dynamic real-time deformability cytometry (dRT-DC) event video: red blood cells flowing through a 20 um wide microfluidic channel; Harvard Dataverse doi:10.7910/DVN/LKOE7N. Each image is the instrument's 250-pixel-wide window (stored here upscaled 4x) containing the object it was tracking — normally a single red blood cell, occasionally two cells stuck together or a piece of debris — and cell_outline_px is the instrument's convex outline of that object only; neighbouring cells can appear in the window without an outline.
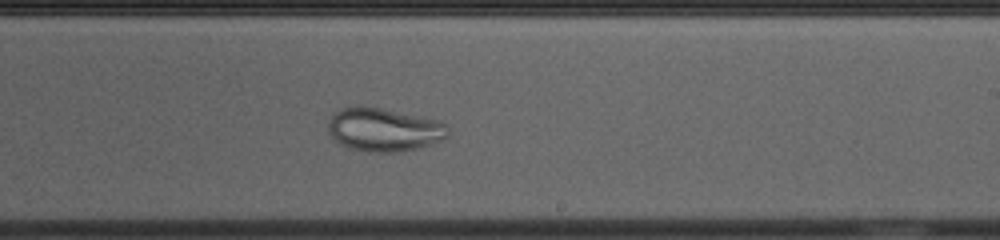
{"species": "common noctule bat (a hibernating species)", "species_latin": "Nyctalus noctula", "temperature_condition": "cold", "stored_images_in_passage": 39, "camera_frame_rate_fps": 3000, "um_per_image_px": 0.085, "animal": {"sex": "female", "body_mass_g": 23.0, "forearm_length_mm": 53.4}, "frame": {"image": 1, "passage_image": 17, "time_ms": 5.333, "image_size_px": [1000, 240], "cell_outline_px": [[448, 136], [444, 140], [432, 144], [416, 148], [396, 152], [368, 152], [348, 148], [340, 144], [328, 132], [328, 120], [332, 112], [340, 108], [380, 108], [420, 116], [436, 120], [444, 124], [448, 128]], "centroid_in_image_um": [32.62, 11.04], "position_along_channel_um": 256.4, "area_um2": 30.06}}
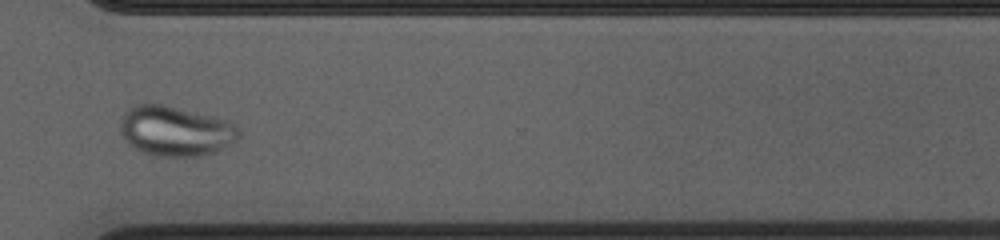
{"frame": {"image": 2, "passage_image": 25, "time_ms": 8.0, "image_size_px": [1000, 240], "cell_outline_px": [[240, 136], [236, 140], [228, 144], [200, 156], [160, 156], [144, 152], [136, 148], [124, 140], [120, 132], [120, 116], [128, 108], [136, 104], [160, 104], [212, 116], [228, 120], [240, 132]], "centroid_in_image_um": [14.84, 11.12], "position_along_channel_um": 355.8, "area_um2": 33.99}}
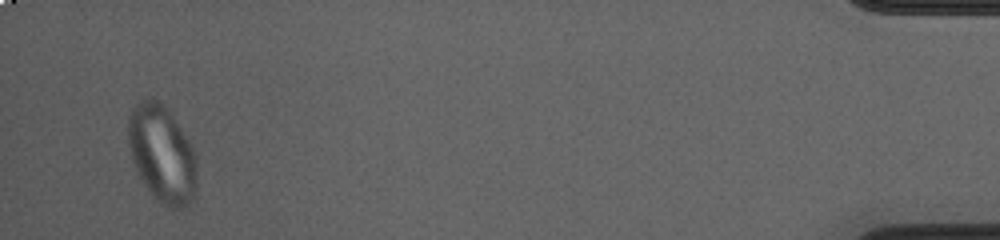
{"frame": {"image": 3, "passage_image": 37, "time_ms": 12.0, "image_size_px": [1000, 240], "cell_outline_px": [[196, 192], [188, 204], [180, 212], [160, 204], [152, 196], [144, 184], [132, 160], [128, 140], [128, 116], [132, 108], [144, 96], [152, 96], [168, 112], [192, 148], [196, 156]], "centroid_in_image_um": [13.75, 13.14], "position_along_channel_um": 421.5, "area_um2": 38.73}}